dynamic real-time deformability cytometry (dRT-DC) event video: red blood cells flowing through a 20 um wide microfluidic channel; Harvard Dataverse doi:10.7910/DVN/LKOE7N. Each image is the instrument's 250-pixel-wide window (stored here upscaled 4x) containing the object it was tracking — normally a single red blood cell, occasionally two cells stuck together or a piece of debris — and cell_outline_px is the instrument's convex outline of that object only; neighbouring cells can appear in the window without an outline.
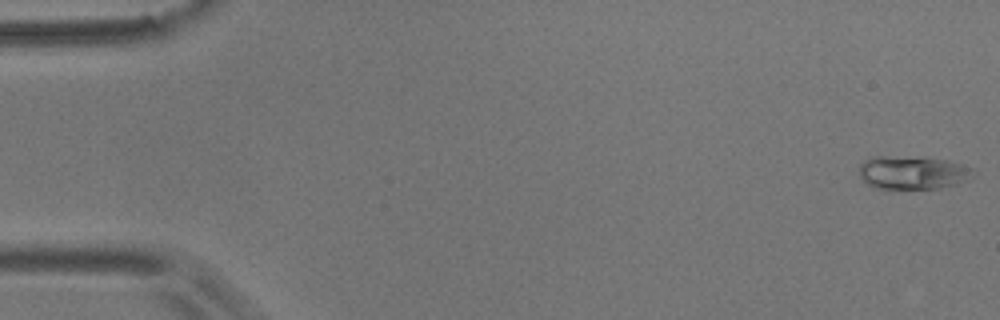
{"species": "common noctule bat (a hibernating species)", "species_latin": "Nyctalus noctula", "temperature_condition": "room temperature", "stored_images_in_passage": 55, "camera_frame_rate_fps": 3000, "um_per_image_px": 0.085, "animal": {"sex": "male", "body_mass_g": 17.9}, "frame": {"image": 1, "passage_image": 1, "time_ms": 0.0, "image_size_px": [1000, 320], "cell_outline_px": [[972, 168], [968, 180], [956, 184], [940, 188], [888, 192], [876, 188], [868, 184], [860, 176], [860, 164], [864, 160], [872, 156], [884, 156], [948, 160]], "centroid_in_image_um": [77.49, 14.73], "position_along_channel_um": 7.5, "area_um2": 22.48}}
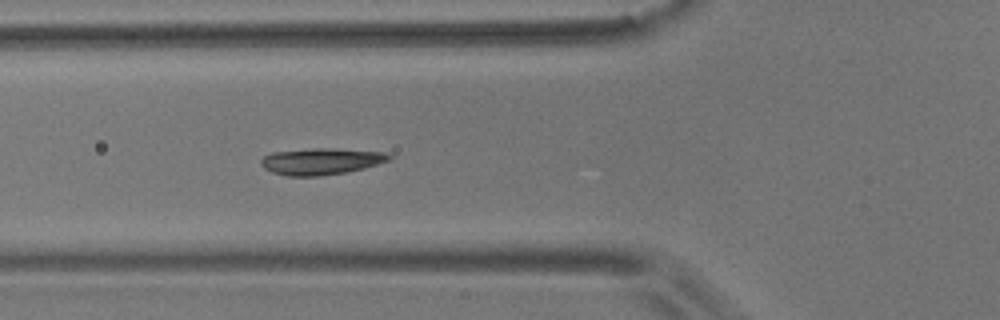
{"frame": {"image": 2, "passage_image": 20, "time_ms": 6.333, "image_size_px": [1000, 320], "cell_outline_px": [[392, 156], [388, 160], [364, 168], [348, 172], [320, 176], [288, 176], [272, 172], [264, 168], [260, 164], [260, 160], [264, 156], [272, 152], [312, 148], [328, 148], [384, 152]], "centroid_in_image_um": [27.25, 13.71], "position_along_channel_um": 98.6, "area_um2": 19.77}}
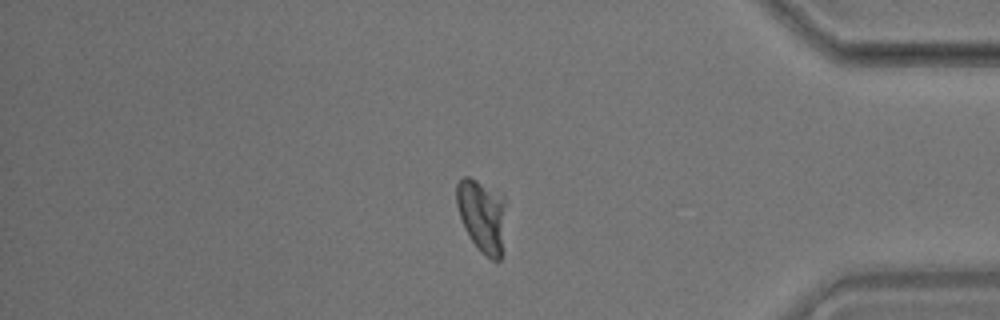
{"frame": {"image": 3, "passage_image": 47, "time_ms": 15.333, "image_size_px": [1000, 320], "cell_outline_px": [[504, 208], [500, 260], [492, 260], [480, 252], [472, 240], [460, 216], [456, 204], [456, 184], [464, 176], [468, 176], [476, 180], [504, 196]], "centroid_in_image_um": [40.93, 18.3], "position_along_channel_um": 394.3, "area_um2": 20.23}, "authors_computed_cell_mechanics": {"area_um2": 19.7676, "velocity_mm_per_s": 3.5901, "shape_relaxation_time_tau1_ms": 4.6579, "shape_relaxation_time_tau2_ms": null, "deformation_change_tau1": 0.1794, "deformation_change_tau2": null}}